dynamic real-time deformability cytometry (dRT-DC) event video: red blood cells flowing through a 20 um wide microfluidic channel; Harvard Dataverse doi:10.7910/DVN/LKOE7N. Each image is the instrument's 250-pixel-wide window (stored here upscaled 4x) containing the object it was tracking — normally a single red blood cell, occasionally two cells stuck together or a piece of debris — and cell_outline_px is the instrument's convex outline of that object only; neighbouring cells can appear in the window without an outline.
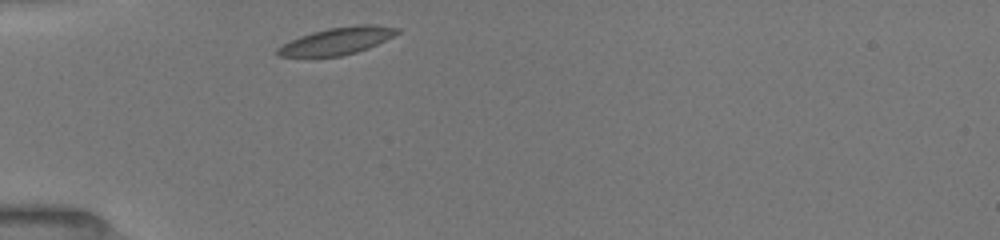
{"species": "common noctule bat (a hibernating species)", "species_latin": "Nyctalus noctula", "temperature_condition": "room temperature", "stored_images_in_passage": 26, "camera_frame_rate_fps": 3000, "um_per_image_px": 0.085, "animal": {"sex": "female", "body_mass_g": 19.5, "forearm_length_mm": 54.1}, "frame": {"image": 1, "passage_image": 1, "time_ms": 0.0, "image_size_px": [1000, 240], "cell_outline_px": [[400, 32], [368, 48], [356, 52], [340, 56], [276, 56], [276, 48], [300, 36], [312, 32], [328, 28], [356, 24], [372, 24], [400, 28]], "centroid_in_image_um": [28.66, 3.46], "position_along_channel_um": 56.3, "area_um2": 18.73}}
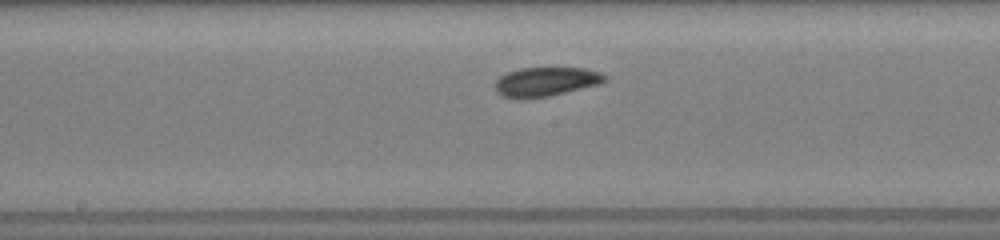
{"frame": {"image": 2, "passage_image": 11, "time_ms": 4.0, "image_size_px": [1000, 240], "cell_outline_px": [[608, 80], [600, 84], [548, 96], [524, 100], [516, 100], [504, 96], [496, 92], [496, 80], [500, 76], [508, 72], [520, 68], [584, 68], [600, 72], [608, 76]], "centroid_in_image_um": [46.4, 6.96], "position_along_channel_um": 201.8, "area_um2": 18.84}}
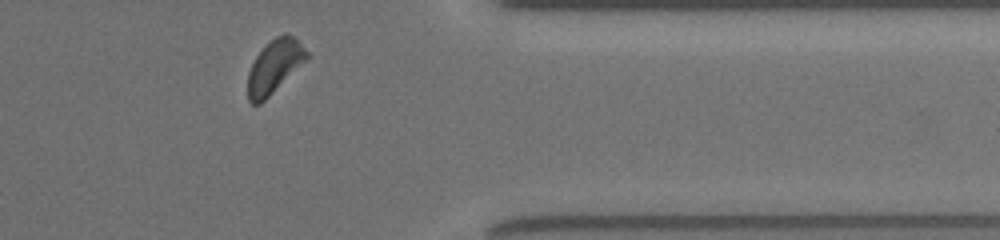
{"frame": {"image": 3, "passage_image": 23, "time_ms": 9.0, "image_size_px": [1000, 240], "cell_outline_px": [[308, 60], [260, 104], [252, 104], [248, 100], [248, 72], [256, 56], [276, 36], [288, 32], [308, 52]], "centroid_in_image_um": [23.34, 5.67], "position_along_channel_um": 388.1, "area_um2": 18.03}, "authors_computed_cell_mechanics": {"area_um2": 18.6116, "velocity_mm_per_s": 3.9396, "shape_relaxation_time_tau1_ms": 1.8392, "shape_relaxation_time_tau2_ms": 2.1712, "deformation_change_tau1": 0.0885, "deformation_change_tau2": 0.0698}}